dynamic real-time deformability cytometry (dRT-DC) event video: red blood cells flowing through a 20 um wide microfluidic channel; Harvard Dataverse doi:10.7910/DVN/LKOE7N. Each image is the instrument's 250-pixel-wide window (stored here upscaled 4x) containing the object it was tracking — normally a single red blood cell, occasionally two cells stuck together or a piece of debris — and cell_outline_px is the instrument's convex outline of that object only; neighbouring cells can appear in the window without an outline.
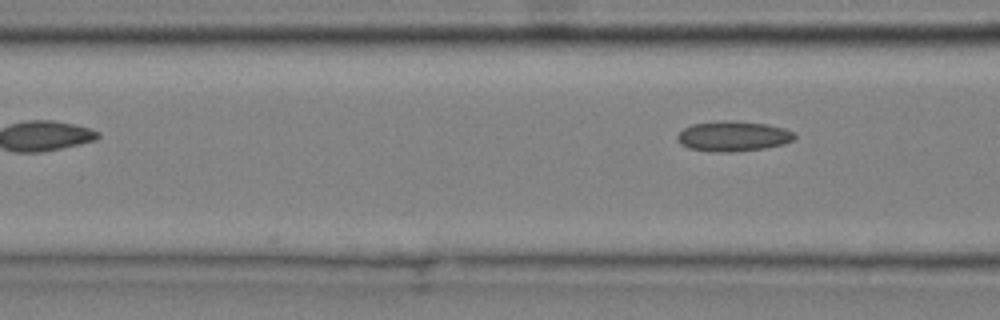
{"species": "common noctule bat (a hibernating species)", "species_latin": "Nyctalus noctula", "temperature_condition": "cold", "stored_images_in_passage": 5, "camera_frame_rate_fps": 3000, "um_per_image_px": 0.085, "animal": {"sex": "male", "body_mass_g": 20.4}, "frame": {"image": 1, "passage_image": 5, "time_ms": 1.333, "image_size_px": [1000, 320], "cell_outline_px": [[796, 140], [784, 144], [764, 148], [732, 152], [716, 152], [688, 148], [680, 144], [676, 136], [684, 128], [692, 124], [720, 120], [728, 120], [768, 124], [784, 128], [792, 132], [796, 136]], "centroid_in_image_um": [62.32, 11.57], "position_along_channel_um": 104.3, "area_um2": 20.75}}